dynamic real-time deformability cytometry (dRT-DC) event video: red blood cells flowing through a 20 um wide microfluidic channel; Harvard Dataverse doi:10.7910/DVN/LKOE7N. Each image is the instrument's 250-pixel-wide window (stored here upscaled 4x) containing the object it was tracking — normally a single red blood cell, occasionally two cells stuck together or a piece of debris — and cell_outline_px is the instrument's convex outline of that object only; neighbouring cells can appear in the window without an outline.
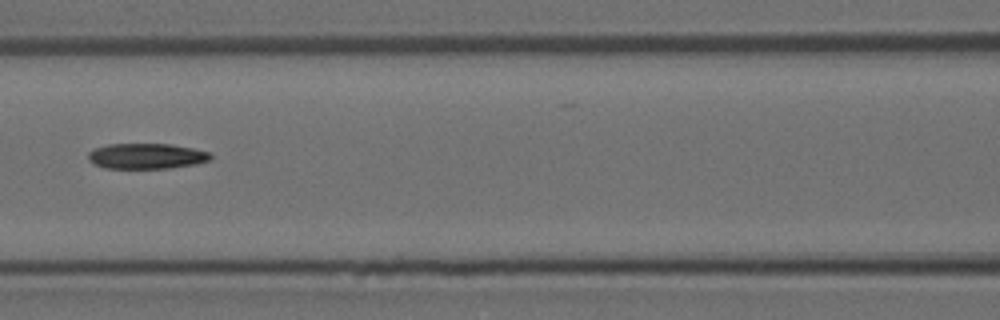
{"species": "Egyptian fruit bat (a non-hibernating species)", "species_latin": "Rousettus aegyptiacus", "temperature_condition": "room temperature", "stored_images_in_passage": 9, "camera_frame_rate_fps": 3000, "um_per_image_px": 0.085, "animal": {"sex": "female"}, "frame": {"image": 1, "passage_image": 8, "time_ms": 2.333, "image_size_px": [1000, 320], "cell_outline_px": [[212, 156], [208, 160], [196, 164], [168, 168], [104, 168], [92, 164], [88, 160], [88, 152], [96, 148], [108, 144], [168, 144], [192, 148], [212, 152]], "centroid_in_image_um": [12.43, 13.27], "position_along_channel_um": 154.2, "area_um2": 18.21}}
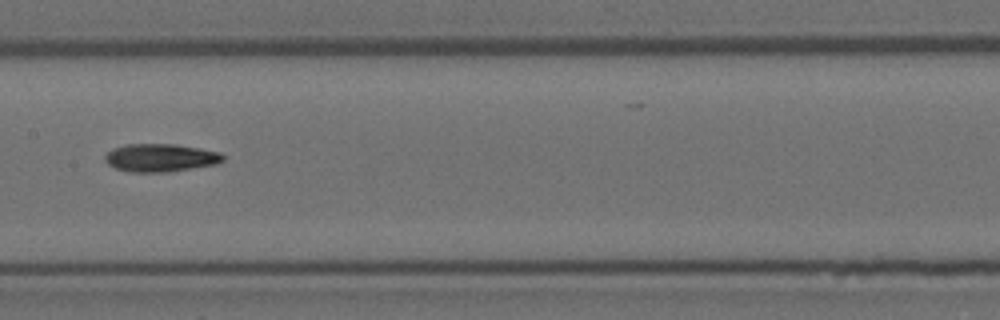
{"frame": {"image": 2, "passage_image": 9, "time_ms": 2.667, "image_size_px": [1000, 320], "cell_outline_px": [[224, 160], [216, 164], [192, 168], [164, 172], [128, 172], [116, 168], [108, 164], [104, 160], [104, 156], [112, 148], [128, 144], [176, 144], [200, 148], [220, 152], [224, 156]], "centroid_in_image_um": [13.63, 13.4], "position_along_channel_um": 193.8, "area_um2": 19.25}}